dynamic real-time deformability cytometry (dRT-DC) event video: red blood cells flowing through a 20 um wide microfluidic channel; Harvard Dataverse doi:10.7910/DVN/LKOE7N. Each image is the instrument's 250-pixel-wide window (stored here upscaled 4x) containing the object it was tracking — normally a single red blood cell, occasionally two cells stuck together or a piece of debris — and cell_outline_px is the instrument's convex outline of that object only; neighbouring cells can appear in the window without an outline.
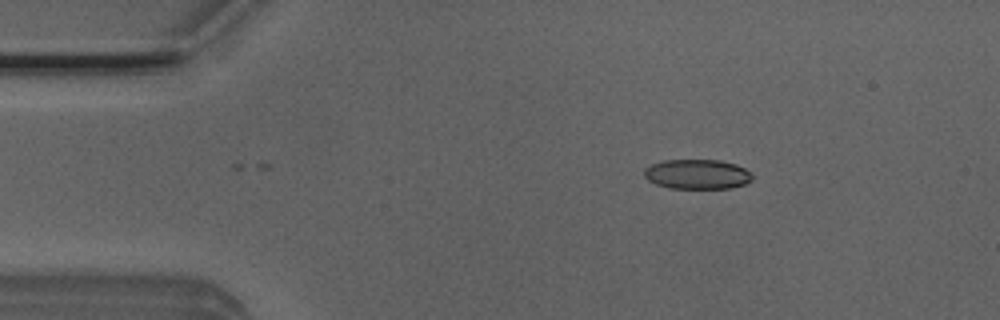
{"species": "Egyptian fruit bat (a non-hibernating species)", "species_latin": "Rousettus aegyptiacus", "temperature_condition": "room temperature", "stored_images_in_passage": 3, "camera_frame_rate_fps": 3000, "um_per_image_px": 0.085, "animal": {"sex": "male"}, "frame": {"image": 1, "passage_image": 1, "time_ms": 0.0, "image_size_px": [1000, 320], "cell_outline_px": [[752, 180], [744, 184], [732, 188], [668, 188], [656, 184], [648, 180], [644, 176], [644, 168], [652, 164], [664, 160], [720, 160], [736, 164], [752, 172]], "centroid_in_image_um": [59.27, 14.8], "position_along_channel_um": 25.7, "area_um2": 18.84}}